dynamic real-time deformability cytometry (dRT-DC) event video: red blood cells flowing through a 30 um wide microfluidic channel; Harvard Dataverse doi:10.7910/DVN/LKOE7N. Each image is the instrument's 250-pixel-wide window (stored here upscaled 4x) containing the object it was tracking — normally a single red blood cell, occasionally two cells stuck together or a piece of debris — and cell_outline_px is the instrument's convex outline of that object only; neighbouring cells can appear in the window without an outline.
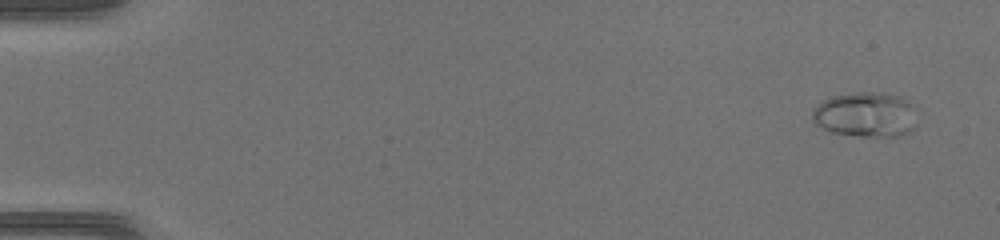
{"species": "common noctule bat (a hibernating species)", "species_latin": "Nyctalus noctula", "temperature_condition": "warm", "stored_images_in_passage": 49, "camera_frame_rate_fps": 3000, "um_per_image_px": 0.085, "animal": {"sex": "female", "body_mass_g": 17.0, "forearm_length_mm": 48.0}, "frame": {"image": 1, "passage_image": 1, "time_ms": 0.0, "image_size_px": [1000, 240], "cell_outline_px": [[916, 108], [912, 128], [908, 132], [900, 136], [856, 136], [832, 132], [816, 124], [812, 120], [812, 108], [816, 104], [832, 96], [856, 92], [884, 92], [908, 100], [916, 104]], "centroid_in_image_um": [73.57, 9.72], "position_along_channel_um": 11.4, "area_um2": 27.63}}
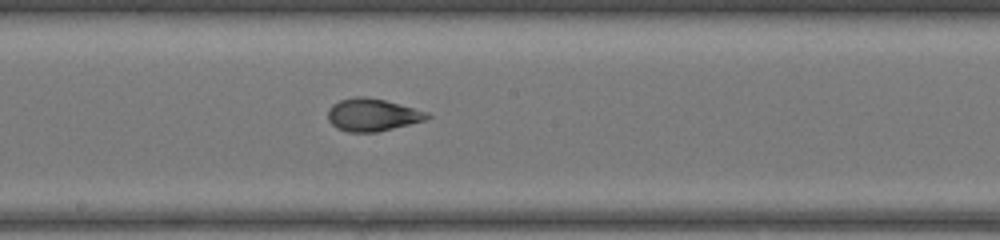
{"frame": {"image": 2, "passage_image": 27, "time_ms": 8.667, "image_size_px": [1000, 240], "cell_outline_px": [[432, 116], [424, 120], [376, 132], [348, 132], [336, 128], [328, 120], [328, 108], [332, 104], [340, 100], [356, 96], [364, 96], [384, 100], [428, 112]], "centroid_in_image_um": [31.61, 9.76], "position_along_channel_um": 216.6, "area_um2": 18.67}}
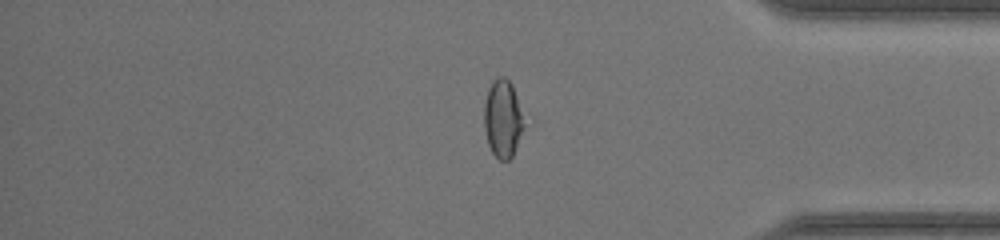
{"frame": {"image": 3, "passage_image": 41, "time_ms": 13.333, "image_size_px": [1000, 240], "cell_outline_px": [[528, 124], [512, 156], [508, 160], [500, 160], [492, 152], [488, 144], [484, 128], [484, 104], [488, 88], [492, 80], [500, 76], [504, 76], [512, 84], [528, 120]], "centroid_in_image_um": [42.8, 10.07], "position_along_channel_um": 392.4, "area_um2": 18.9}, "authors_computed_cell_mechanics": {"area_um2": 19.941, "velocity_mm_per_s": 4.1583, "shape_relaxation_time_tau1_ms": 7.5721, "shape_relaxation_time_tau2_ms": 0.8437, "deformation_change_tau1": 0.249, "deformation_change_tau2": 0.0734}}